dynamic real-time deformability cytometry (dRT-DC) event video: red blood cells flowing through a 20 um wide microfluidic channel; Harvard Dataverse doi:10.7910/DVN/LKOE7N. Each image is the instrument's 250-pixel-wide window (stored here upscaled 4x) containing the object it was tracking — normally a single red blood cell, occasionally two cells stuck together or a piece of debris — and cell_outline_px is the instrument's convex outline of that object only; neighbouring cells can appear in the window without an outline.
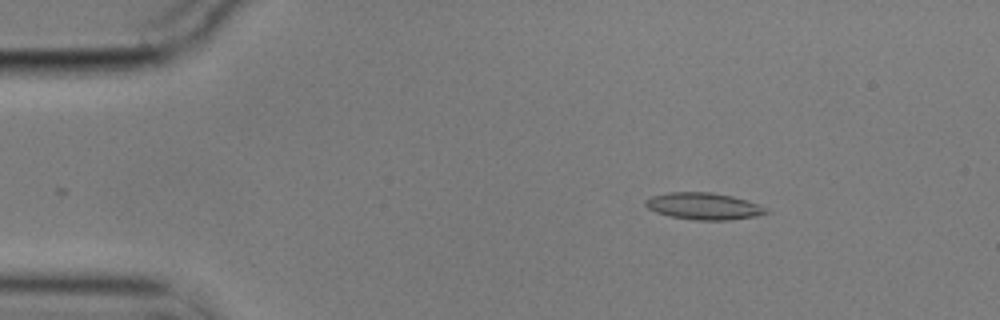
{"species": "common noctule bat (a hibernating species)", "species_latin": "Nyctalus noctula", "temperature_condition": "cold", "stored_images_in_passage": 50, "camera_frame_rate_fps": 3000, "um_per_image_px": 0.085, "animal": {"sex": "male", "body_mass_g": 17.9}, "frame": {"image": 1, "passage_image": 2, "time_ms": 0.333, "image_size_px": [1000, 320], "cell_outline_px": [[772, 212], [756, 216], [732, 220], [696, 220], [668, 216], [656, 212], [648, 208], [644, 204], [644, 200], [652, 196], [668, 192], [712, 192], [732, 196], [756, 204]], "centroid_in_image_um": [59.78, 17.53], "position_along_channel_um": 25.2, "area_um2": 18.84}}
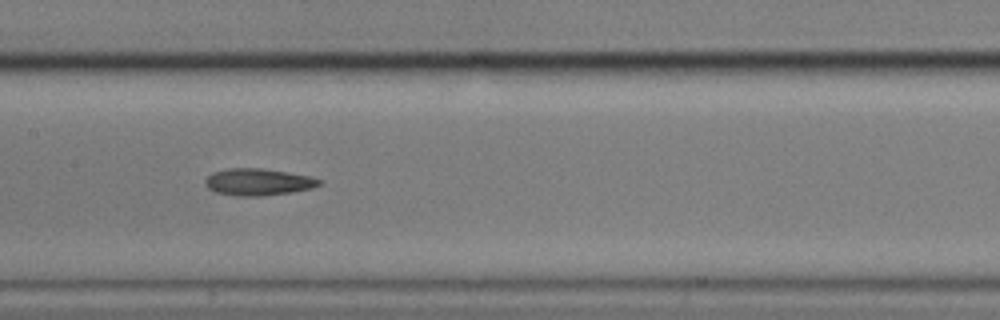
{"frame": {"image": 2, "passage_image": 21, "time_ms": 6.667, "image_size_px": [1000, 320], "cell_outline_px": [[324, 180], [320, 184], [312, 188], [292, 192], [264, 196], [236, 196], [216, 192], [208, 188], [204, 184], [204, 180], [212, 172], [228, 168], [260, 168], [288, 172], [312, 176]], "centroid_in_image_um": [21.96, 15.47], "position_along_channel_um": 185.4, "area_um2": 18.09}}
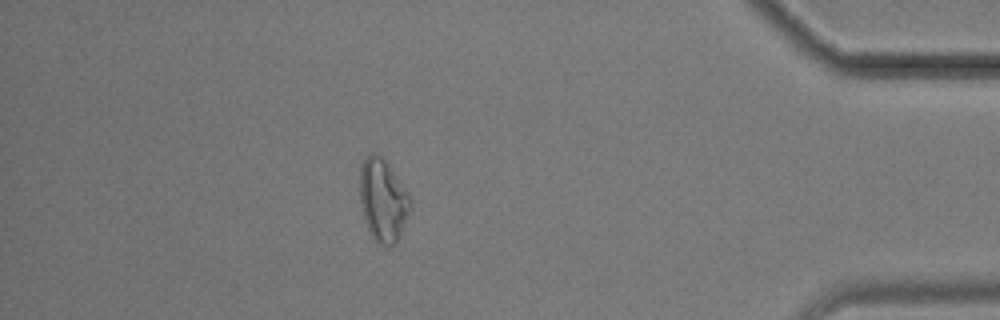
{"frame": {"image": 3, "passage_image": 43, "time_ms": 14.0, "image_size_px": [1000, 320], "cell_outline_px": [[412, 208], [400, 236], [396, 244], [388, 248], [384, 248], [376, 244], [364, 220], [360, 200], [360, 164], [372, 152], [380, 156], [384, 160], [412, 196]], "centroid_in_image_um": [32.58, 17.09], "position_along_channel_um": 402.6, "area_um2": 24.8}, "authors_computed_cell_mechanics": {"area_um2": 18.3226, "velocity_mm_per_s": 3.5411, "shape_relaxation_time_tau1_ms": null, "shape_relaxation_time_tau2_ms": 4.5147, "deformation_change_tau1": null, "deformation_change_tau2": 0.1337}}